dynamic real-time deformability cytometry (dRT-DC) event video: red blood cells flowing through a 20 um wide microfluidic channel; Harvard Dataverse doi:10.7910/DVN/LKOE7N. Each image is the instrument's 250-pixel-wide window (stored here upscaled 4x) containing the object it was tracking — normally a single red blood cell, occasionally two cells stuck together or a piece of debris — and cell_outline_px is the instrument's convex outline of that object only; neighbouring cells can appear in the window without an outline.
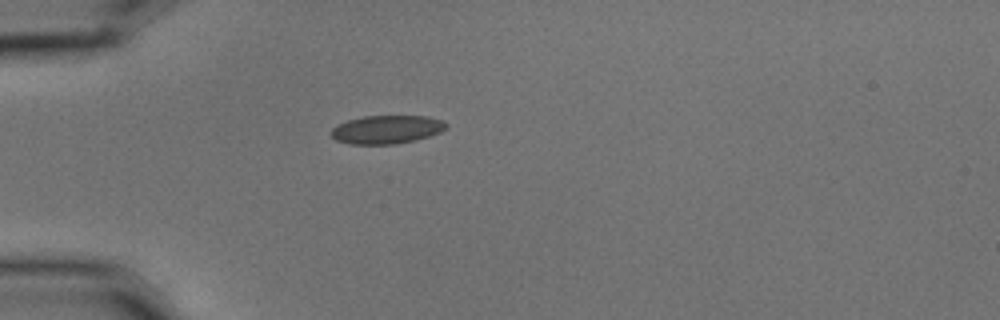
{"species": "common noctule bat (a hibernating species)", "species_latin": "Nyctalus noctula", "temperature_condition": "cold", "stored_images_in_passage": 3, "camera_frame_rate_fps": 3000, "um_per_image_px": 0.085, "animal": {"sex": "male", "body_mass_g": 15.6}, "frame": {"image": 1, "passage_image": 3, "time_ms": 0.667, "image_size_px": [1000, 320], "cell_outline_px": [[448, 128], [440, 132], [416, 140], [396, 144], [348, 144], [336, 140], [328, 132], [336, 124], [348, 120], [364, 116], [428, 116], [440, 120], [448, 124]], "centroid_in_image_um": [32.84, 11.01], "position_along_channel_um": 52.2, "area_um2": 19.19}}